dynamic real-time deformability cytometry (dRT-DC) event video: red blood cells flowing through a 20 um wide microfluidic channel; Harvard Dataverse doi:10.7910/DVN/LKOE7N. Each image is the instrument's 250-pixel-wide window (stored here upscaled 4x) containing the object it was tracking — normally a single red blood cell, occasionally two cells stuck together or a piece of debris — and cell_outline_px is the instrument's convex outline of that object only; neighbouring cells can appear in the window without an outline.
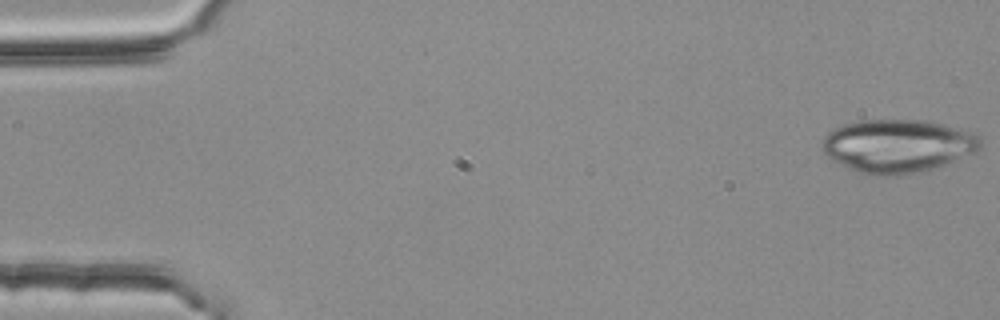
{"species": "common noctule bat (a hibernating species)", "species_latin": "Nyctalus noctula", "temperature_condition": "room temperature", "stored_images_in_passage": 4, "camera_frame_rate_fps": 3000, "um_per_image_px": 0.085, "animal": {"sex": "female", "body_mass_g": 25.1}, "frame": {"image": 1, "passage_image": 1, "time_ms": 0.0, "image_size_px": [1000, 320], "cell_outline_px": [[984, 144], [976, 152], [944, 164], [916, 172], [900, 176], [868, 176], [856, 172], [832, 160], [820, 148], [824, 136], [828, 132], [844, 124], [860, 120], [928, 120], [944, 124], [972, 132], [984, 136]], "centroid_in_image_um": [76.31, 12.4], "position_along_channel_um": 8.7, "area_um2": 49.65}}